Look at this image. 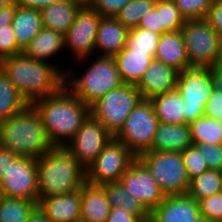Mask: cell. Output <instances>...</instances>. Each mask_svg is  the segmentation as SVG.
I'll use <instances>...</instances> for the list:
<instances>
[{"label":"cell","mask_w":222,"mask_h":222,"mask_svg":"<svg viewBox=\"0 0 222 222\" xmlns=\"http://www.w3.org/2000/svg\"><path fill=\"white\" fill-rule=\"evenodd\" d=\"M86 182V169L65 146H52L46 154L37 158L39 201L78 191Z\"/></svg>","instance_id":"obj_3"},{"label":"cell","mask_w":222,"mask_h":222,"mask_svg":"<svg viewBox=\"0 0 222 222\" xmlns=\"http://www.w3.org/2000/svg\"><path fill=\"white\" fill-rule=\"evenodd\" d=\"M200 214L209 222H222V192L198 201Z\"/></svg>","instance_id":"obj_38"},{"label":"cell","mask_w":222,"mask_h":222,"mask_svg":"<svg viewBox=\"0 0 222 222\" xmlns=\"http://www.w3.org/2000/svg\"><path fill=\"white\" fill-rule=\"evenodd\" d=\"M94 56L95 60L91 56L78 60L77 63L80 62V64L85 61L90 63L89 61L92 60L91 65L82 70L84 72L79 76L75 68L64 69L65 86L74 96L89 106L123 84L113 56H96L95 54Z\"/></svg>","instance_id":"obj_5"},{"label":"cell","mask_w":222,"mask_h":222,"mask_svg":"<svg viewBox=\"0 0 222 222\" xmlns=\"http://www.w3.org/2000/svg\"><path fill=\"white\" fill-rule=\"evenodd\" d=\"M79 9H93L95 0H70Z\"/></svg>","instance_id":"obj_51"},{"label":"cell","mask_w":222,"mask_h":222,"mask_svg":"<svg viewBox=\"0 0 222 222\" xmlns=\"http://www.w3.org/2000/svg\"><path fill=\"white\" fill-rule=\"evenodd\" d=\"M26 222H52L46 214L37 206L30 214Z\"/></svg>","instance_id":"obj_50"},{"label":"cell","mask_w":222,"mask_h":222,"mask_svg":"<svg viewBox=\"0 0 222 222\" xmlns=\"http://www.w3.org/2000/svg\"><path fill=\"white\" fill-rule=\"evenodd\" d=\"M177 90L185 104V123L204 115V107L214 90L209 68L191 67L178 73Z\"/></svg>","instance_id":"obj_11"},{"label":"cell","mask_w":222,"mask_h":222,"mask_svg":"<svg viewBox=\"0 0 222 222\" xmlns=\"http://www.w3.org/2000/svg\"><path fill=\"white\" fill-rule=\"evenodd\" d=\"M216 66L222 67V36H220L219 38V54H218Z\"/></svg>","instance_id":"obj_52"},{"label":"cell","mask_w":222,"mask_h":222,"mask_svg":"<svg viewBox=\"0 0 222 222\" xmlns=\"http://www.w3.org/2000/svg\"><path fill=\"white\" fill-rule=\"evenodd\" d=\"M154 8L159 13V26L165 32L181 30L186 22L173 0H157Z\"/></svg>","instance_id":"obj_35"},{"label":"cell","mask_w":222,"mask_h":222,"mask_svg":"<svg viewBox=\"0 0 222 222\" xmlns=\"http://www.w3.org/2000/svg\"><path fill=\"white\" fill-rule=\"evenodd\" d=\"M185 20L207 18L214 0H173Z\"/></svg>","instance_id":"obj_36"},{"label":"cell","mask_w":222,"mask_h":222,"mask_svg":"<svg viewBox=\"0 0 222 222\" xmlns=\"http://www.w3.org/2000/svg\"><path fill=\"white\" fill-rule=\"evenodd\" d=\"M138 27L148 29L160 35L165 33L163 28L159 26V13L156 12L155 8L142 17Z\"/></svg>","instance_id":"obj_44"},{"label":"cell","mask_w":222,"mask_h":222,"mask_svg":"<svg viewBox=\"0 0 222 222\" xmlns=\"http://www.w3.org/2000/svg\"><path fill=\"white\" fill-rule=\"evenodd\" d=\"M52 146L31 104L0 123V147L21 157L40 158Z\"/></svg>","instance_id":"obj_4"},{"label":"cell","mask_w":222,"mask_h":222,"mask_svg":"<svg viewBox=\"0 0 222 222\" xmlns=\"http://www.w3.org/2000/svg\"><path fill=\"white\" fill-rule=\"evenodd\" d=\"M129 1L131 0H95L93 9L101 17H116Z\"/></svg>","instance_id":"obj_41"},{"label":"cell","mask_w":222,"mask_h":222,"mask_svg":"<svg viewBox=\"0 0 222 222\" xmlns=\"http://www.w3.org/2000/svg\"><path fill=\"white\" fill-rule=\"evenodd\" d=\"M39 201L23 198H0V222H26Z\"/></svg>","instance_id":"obj_32"},{"label":"cell","mask_w":222,"mask_h":222,"mask_svg":"<svg viewBox=\"0 0 222 222\" xmlns=\"http://www.w3.org/2000/svg\"><path fill=\"white\" fill-rule=\"evenodd\" d=\"M20 156L0 147V179L3 178L4 173L7 172L10 165H12Z\"/></svg>","instance_id":"obj_46"},{"label":"cell","mask_w":222,"mask_h":222,"mask_svg":"<svg viewBox=\"0 0 222 222\" xmlns=\"http://www.w3.org/2000/svg\"><path fill=\"white\" fill-rule=\"evenodd\" d=\"M200 214L199 203L184 195H167L150 213L152 222H193Z\"/></svg>","instance_id":"obj_16"},{"label":"cell","mask_w":222,"mask_h":222,"mask_svg":"<svg viewBox=\"0 0 222 222\" xmlns=\"http://www.w3.org/2000/svg\"><path fill=\"white\" fill-rule=\"evenodd\" d=\"M137 159L157 181L165 196L187 194L190 179L181 152L148 150L138 155Z\"/></svg>","instance_id":"obj_6"},{"label":"cell","mask_w":222,"mask_h":222,"mask_svg":"<svg viewBox=\"0 0 222 222\" xmlns=\"http://www.w3.org/2000/svg\"><path fill=\"white\" fill-rule=\"evenodd\" d=\"M17 6L18 4H10L0 8V30L8 29V25H12Z\"/></svg>","instance_id":"obj_47"},{"label":"cell","mask_w":222,"mask_h":222,"mask_svg":"<svg viewBox=\"0 0 222 222\" xmlns=\"http://www.w3.org/2000/svg\"><path fill=\"white\" fill-rule=\"evenodd\" d=\"M142 99L136 85L123 83L94 102L90 114L115 136Z\"/></svg>","instance_id":"obj_7"},{"label":"cell","mask_w":222,"mask_h":222,"mask_svg":"<svg viewBox=\"0 0 222 222\" xmlns=\"http://www.w3.org/2000/svg\"><path fill=\"white\" fill-rule=\"evenodd\" d=\"M204 115L215 119L222 126V92L212 91L205 104Z\"/></svg>","instance_id":"obj_42"},{"label":"cell","mask_w":222,"mask_h":222,"mask_svg":"<svg viewBox=\"0 0 222 222\" xmlns=\"http://www.w3.org/2000/svg\"><path fill=\"white\" fill-rule=\"evenodd\" d=\"M159 122L168 124H185V104L176 89L149 99Z\"/></svg>","instance_id":"obj_25"},{"label":"cell","mask_w":222,"mask_h":222,"mask_svg":"<svg viewBox=\"0 0 222 222\" xmlns=\"http://www.w3.org/2000/svg\"><path fill=\"white\" fill-rule=\"evenodd\" d=\"M65 49L64 34L43 27L22 53L31 59L51 63L50 58H55Z\"/></svg>","instance_id":"obj_23"},{"label":"cell","mask_w":222,"mask_h":222,"mask_svg":"<svg viewBox=\"0 0 222 222\" xmlns=\"http://www.w3.org/2000/svg\"><path fill=\"white\" fill-rule=\"evenodd\" d=\"M219 192H222V171L208 169L190 180L187 194L198 202Z\"/></svg>","instance_id":"obj_31"},{"label":"cell","mask_w":222,"mask_h":222,"mask_svg":"<svg viewBox=\"0 0 222 222\" xmlns=\"http://www.w3.org/2000/svg\"><path fill=\"white\" fill-rule=\"evenodd\" d=\"M178 73L174 68L153 59L136 87L143 99H150L176 89Z\"/></svg>","instance_id":"obj_17"},{"label":"cell","mask_w":222,"mask_h":222,"mask_svg":"<svg viewBox=\"0 0 222 222\" xmlns=\"http://www.w3.org/2000/svg\"><path fill=\"white\" fill-rule=\"evenodd\" d=\"M113 137L114 136L90 114L65 147L71 152L74 158L87 169Z\"/></svg>","instance_id":"obj_12"},{"label":"cell","mask_w":222,"mask_h":222,"mask_svg":"<svg viewBox=\"0 0 222 222\" xmlns=\"http://www.w3.org/2000/svg\"><path fill=\"white\" fill-rule=\"evenodd\" d=\"M192 142L196 144H222V126L213 118L205 115L189 123Z\"/></svg>","instance_id":"obj_30"},{"label":"cell","mask_w":222,"mask_h":222,"mask_svg":"<svg viewBox=\"0 0 222 222\" xmlns=\"http://www.w3.org/2000/svg\"><path fill=\"white\" fill-rule=\"evenodd\" d=\"M103 187L111 208L123 207L128 213L141 218L143 221L150 219V212L142 202L130 195L120 182L108 183Z\"/></svg>","instance_id":"obj_28"},{"label":"cell","mask_w":222,"mask_h":222,"mask_svg":"<svg viewBox=\"0 0 222 222\" xmlns=\"http://www.w3.org/2000/svg\"><path fill=\"white\" fill-rule=\"evenodd\" d=\"M210 75L214 90L222 92V67H210Z\"/></svg>","instance_id":"obj_49"},{"label":"cell","mask_w":222,"mask_h":222,"mask_svg":"<svg viewBox=\"0 0 222 222\" xmlns=\"http://www.w3.org/2000/svg\"><path fill=\"white\" fill-rule=\"evenodd\" d=\"M159 123L149 99H142L114 138L137 157L150 149Z\"/></svg>","instance_id":"obj_9"},{"label":"cell","mask_w":222,"mask_h":222,"mask_svg":"<svg viewBox=\"0 0 222 222\" xmlns=\"http://www.w3.org/2000/svg\"><path fill=\"white\" fill-rule=\"evenodd\" d=\"M206 19L212 28L222 36V0L213 1Z\"/></svg>","instance_id":"obj_43"},{"label":"cell","mask_w":222,"mask_h":222,"mask_svg":"<svg viewBox=\"0 0 222 222\" xmlns=\"http://www.w3.org/2000/svg\"><path fill=\"white\" fill-rule=\"evenodd\" d=\"M142 222H152L150 219H148V220H145V221H142Z\"/></svg>","instance_id":"obj_55"},{"label":"cell","mask_w":222,"mask_h":222,"mask_svg":"<svg viewBox=\"0 0 222 222\" xmlns=\"http://www.w3.org/2000/svg\"><path fill=\"white\" fill-rule=\"evenodd\" d=\"M119 182L130 195L142 202L150 213L165 198V194L161 191L157 181L138 159L130 165Z\"/></svg>","instance_id":"obj_15"},{"label":"cell","mask_w":222,"mask_h":222,"mask_svg":"<svg viewBox=\"0 0 222 222\" xmlns=\"http://www.w3.org/2000/svg\"><path fill=\"white\" fill-rule=\"evenodd\" d=\"M156 1L131 0L120 10L116 18L128 29L138 27L142 17L155 7Z\"/></svg>","instance_id":"obj_34"},{"label":"cell","mask_w":222,"mask_h":222,"mask_svg":"<svg viewBox=\"0 0 222 222\" xmlns=\"http://www.w3.org/2000/svg\"><path fill=\"white\" fill-rule=\"evenodd\" d=\"M143 220L127 212L123 207L111 208L106 222H142Z\"/></svg>","instance_id":"obj_45"},{"label":"cell","mask_w":222,"mask_h":222,"mask_svg":"<svg viewBox=\"0 0 222 222\" xmlns=\"http://www.w3.org/2000/svg\"><path fill=\"white\" fill-rule=\"evenodd\" d=\"M1 196L39 201L37 159L19 157L0 179Z\"/></svg>","instance_id":"obj_13"},{"label":"cell","mask_w":222,"mask_h":222,"mask_svg":"<svg viewBox=\"0 0 222 222\" xmlns=\"http://www.w3.org/2000/svg\"><path fill=\"white\" fill-rule=\"evenodd\" d=\"M12 27L18 46L24 50L43 28L41 11L18 5Z\"/></svg>","instance_id":"obj_26"},{"label":"cell","mask_w":222,"mask_h":222,"mask_svg":"<svg viewBox=\"0 0 222 222\" xmlns=\"http://www.w3.org/2000/svg\"><path fill=\"white\" fill-rule=\"evenodd\" d=\"M110 209L103 186L86 182L81 187L80 222H106Z\"/></svg>","instance_id":"obj_22"},{"label":"cell","mask_w":222,"mask_h":222,"mask_svg":"<svg viewBox=\"0 0 222 222\" xmlns=\"http://www.w3.org/2000/svg\"><path fill=\"white\" fill-rule=\"evenodd\" d=\"M181 32L190 67L209 68L216 65L220 35L206 18L186 20Z\"/></svg>","instance_id":"obj_8"},{"label":"cell","mask_w":222,"mask_h":222,"mask_svg":"<svg viewBox=\"0 0 222 222\" xmlns=\"http://www.w3.org/2000/svg\"><path fill=\"white\" fill-rule=\"evenodd\" d=\"M57 1L59 0H18V5L25 8L37 9L41 11L46 6H50Z\"/></svg>","instance_id":"obj_48"},{"label":"cell","mask_w":222,"mask_h":222,"mask_svg":"<svg viewBox=\"0 0 222 222\" xmlns=\"http://www.w3.org/2000/svg\"><path fill=\"white\" fill-rule=\"evenodd\" d=\"M195 146L202 154L208 169L222 171V144L201 143Z\"/></svg>","instance_id":"obj_39"},{"label":"cell","mask_w":222,"mask_h":222,"mask_svg":"<svg viewBox=\"0 0 222 222\" xmlns=\"http://www.w3.org/2000/svg\"><path fill=\"white\" fill-rule=\"evenodd\" d=\"M160 36L148 29L135 27L128 31L126 47L134 52L149 53L154 59Z\"/></svg>","instance_id":"obj_33"},{"label":"cell","mask_w":222,"mask_h":222,"mask_svg":"<svg viewBox=\"0 0 222 222\" xmlns=\"http://www.w3.org/2000/svg\"><path fill=\"white\" fill-rule=\"evenodd\" d=\"M193 222H209L206 220L201 214H199L197 217L193 218Z\"/></svg>","instance_id":"obj_54"},{"label":"cell","mask_w":222,"mask_h":222,"mask_svg":"<svg viewBox=\"0 0 222 222\" xmlns=\"http://www.w3.org/2000/svg\"><path fill=\"white\" fill-rule=\"evenodd\" d=\"M28 103L0 67V123L24 109Z\"/></svg>","instance_id":"obj_29"},{"label":"cell","mask_w":222,"mask_h":222,"mask_svg":"<svg viewBox=\"0 0 222 222\" xmlns=\"http://www.w3.org/2000/svg\"><path fill=\"white\" fill-rule=\"evenodd\" d=\"M79 10L70 0H59L46 6L41 10L43 27L65 35Z\"/></svg>","instance_id":"obj_27"},{"label":"cell","mask_w":222,"mask_h":222,"mask_svg":"<svg viewBox=\"0 0 222 222\" xmlns=\"http://www.w3.org/2000/svg\"><path fill=\"white\" fill-rule=\"evenodd\" d=\"M101 16L94 9H80L73 24L65 33V48L76 61L92 57Z\"/></svg>","instance_id":"obj_14"},{"label":"cell","mask_w":222,"mask_h":222,"mask_svg":"<svg viewBox=\"0 0 222 222\" xmlns=\"http://www.w3.org/2000/svg\"><path fill=\"white\" fill-rule=\"evenodd\" d=\"M0 67L28 104L58 92L65 85V70L55 62L31 59L23 53L1 60Z\"/></svg>","instance_id":"obj_2"},{"label":"cell","mask_w":222,"mask_h":222,"mask_svg":"<svg viewBox=\"0 0 222 222\" xmlns=\"http://www.w3.org/2000/svg\"><path fill=\"white\" fill-rule=\"evenodd\" d=\"M129 29L116 17H101L96 34L95 51L98 56H114L127 42ZM100 51V52H98Z\"/></svg>","instance_id":"obj_19"},{"label":"cell","mask_w":222,"mask_h":222,"mask_svg":"<svg viewBox=\"0 0 222 222\" xmlns=\"http://www.w3.org/2000/svg\"><path fill=\"white\" fill-rule=\"evenodd\" d=\"M113 57L123 83L133 85L139 83L153 60L149 53L134 52L126 46Z\"/></svg>","instance_id":"obj_24"},{"label":"cell","mask_w":222,"mask_h":222,"mask_svg":"<svg viewBox=\"0 0 222 222\" xmlns=\"http://www.w3.org/2000/svg\"><path fill=\"white\" fill-rule=\"evenodd\" d=\"M22 49L18 46L12 25H8V29L0 30V61L22 53Z\"/></svg>","instance_id":"obj_40"},{"label":"cell","mask_w":222,"mask_h":222,"mask_svg":"<svg viewBox=\"0 0 222 222\" xmlns=\"http://www.w3.org/2000/svg\"><path fill=\"white\" fill-rule=\"evenodd\" d=\"M10 4H18V0H0V8Z\"/></svg>","instance_id":"obj_53"},{"label":"cell","mask_w":222,"mask_h":222,"mask_svg":"<svg viewBox=\"0 0 222 222\" xmlns=\"http://www.w3.org/2000/svg\"><path fill=\"white\" fill-rule=\"evenodd\" d=\"M154 59L178 72L191 68L181 30L161 34Z\"/></svg>","instance_id":"obj_21"},{"label":"cell","mask_w":222,"mask_h":222,"mask_svg":"<svg viewBox=\"0 0 222 222\" xmlns=\"http://www.w3.org/2000/svg\"><path fill=\"white\" fill-rule=\"evenodd\" d=\"M181 154L190 180L208 170L205 160L196 146L187 147L181 151Z\"/></svg>","instance_id":"obj_37"},{"label":"cell","mask_w":222,"mask_h":222,"mask_svg":"<svg viewBox=\"0 0 222 222\" xmlns=\"http://www.w3.org/2000/svg\"><path fill=\"white\" fill-rule=\"evenodd\" d=\"M31 105L53 146H65L90 115V106L74 96L65 85Z\"/></svg>","instance_id":"obj_1"},{"label":"cell","mask_w":222,"mask_h":222,"mask_svg":"<svg viewBox=\"0 0 222 222\" xmlns=\"http://www.w3.org/2000/svg\"><path fill=\"white\" fill-rule=\"evenodd\" d=\"M192 145L189 123L168 124L160 122L149 150L158 152H181Z\"/></svg>","instance_id":"obj_20"},{"label":"cell","mask_w":222,"mask_h":222,"mask_svg":"<svg viewBox=\"0 0 222 222\" xmlns=\"http://www.w3.org/2000/svg\"><path fill=\"white\" fill-rule=\"evenodd\" d=\"M38 206L52 222H80L81 189L42 198Z\"/></svg>","instance_id":"obj_18"},{"label":"cell","mask_w":222,"mask_h":222,"mask_svg":"<svg viewBox=\"0 0 222 222\" xmlns=\"http://www.w3.org/2000/svg\"><path fill=\"white\" fill-rule=\"evenodd\" d=\"M137 157L114 137L86 169V181L95 186L119 182Z\"/></svg>","instance_id":"obj_10"}]
</instances>
